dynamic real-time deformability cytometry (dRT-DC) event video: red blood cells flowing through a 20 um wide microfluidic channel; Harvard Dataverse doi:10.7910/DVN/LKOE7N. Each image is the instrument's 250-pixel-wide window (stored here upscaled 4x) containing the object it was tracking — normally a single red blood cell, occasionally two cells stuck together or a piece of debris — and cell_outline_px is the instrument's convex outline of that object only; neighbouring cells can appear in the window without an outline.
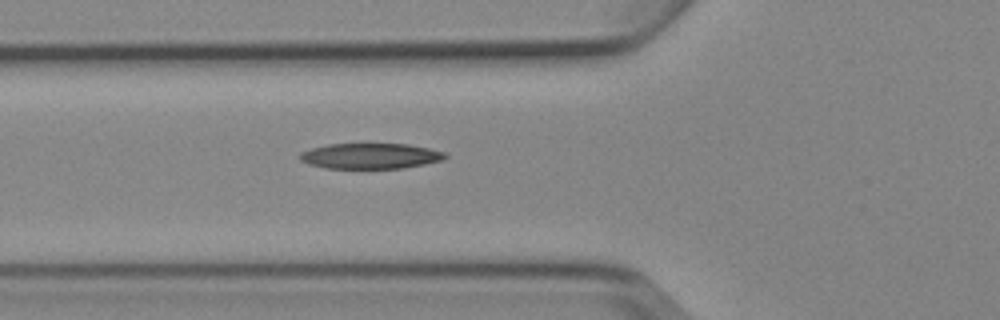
{"species": "Egyptian fruit bat (a non-hibernating species)", "species_latin": "Rousettus aegyptiacus", "temperature_condition": "cold", "stored_images_in_passage": 6, "camera_frame_rate_fps": 3000, "um_per_image_px": 0.085, "animal": {"sex": "female"}, "frame": {"image": 1, "passage_image": 6, "time_ms": 5.667, "image_size_px": [1000, 320], "cell_outline_px": [[448, 156], [444, 160], [404, 168], [324, 168], [308, 164], [300, 160], [300, 152], [312, 148], [328, 144], [408, 144], [448, 152]], "centroid_in_image_um": [31.52, 13.26], "position_along_channel_um": 94.3, "area_um2": 21.73}}